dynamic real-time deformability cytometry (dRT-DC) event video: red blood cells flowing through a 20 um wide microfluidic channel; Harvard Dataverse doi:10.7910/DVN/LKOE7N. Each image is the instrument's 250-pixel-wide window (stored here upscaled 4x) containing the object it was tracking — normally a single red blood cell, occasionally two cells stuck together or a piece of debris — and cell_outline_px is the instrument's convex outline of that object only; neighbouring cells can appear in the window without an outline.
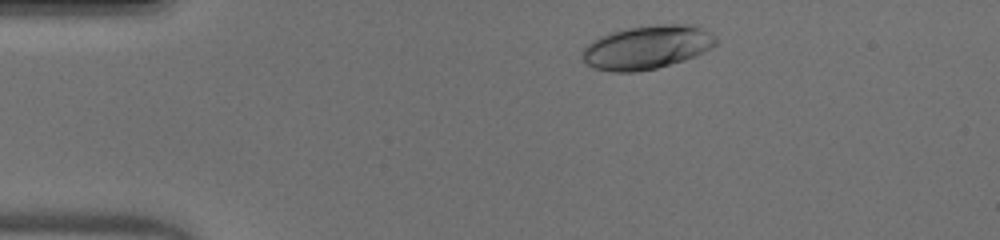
{"species": "human", "species_latin": "Homo sapiens", "temperature_condition": "warm", "stored_images_in_passage": 36, "camera_frame_rate_fps": 3000, "um_per_image_px": 0.085, "donor": {"sex": "male"}, "frame": {"image": 1, "passage_image": 3, "time_ms": 0.667, "image_size_px": [1000, 240], "cell_outline_px": [[720, 40], [712, 48], [696, 56], [684, 60], [656, 68], [636, 72], [612, 72], [592, 68], [580, 60], [580, 52], [592, 40], [600, 36], [624, 28], [656, 24], [692, 24], [716, 36]], "centroid_in_image_um": [54.96, 4.02], "position_along_channel_um": 30.0, "area_um2": 34.51}}
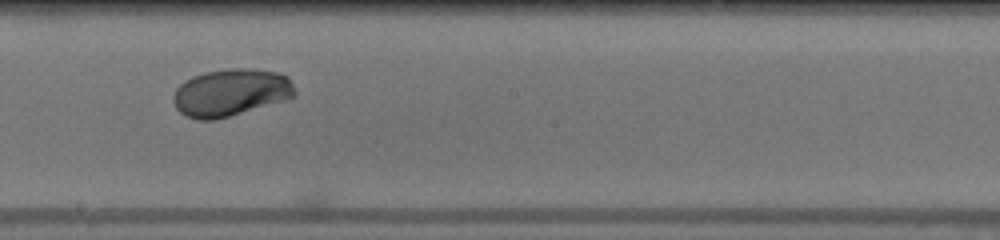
{"frame": {"image": 2, "passage_image": 22, "time_ms": 7.0, "image_size_px": [1000, 240], "cell_outline_px": [[296, 96], [288, 100], [216, 120], [196, 120], [180, 112], [176, 108], [172, 100], [172, 96], [176, 88], [184, 80], [192, 76], [204, 72], [232, 68], [252, 68], [280, 72], [288, 76], [296, 92]], "centroid_in_image_um": [19.63, 7.86], "position_along_channel_um": 228.6, "area_um2": 34.1}}
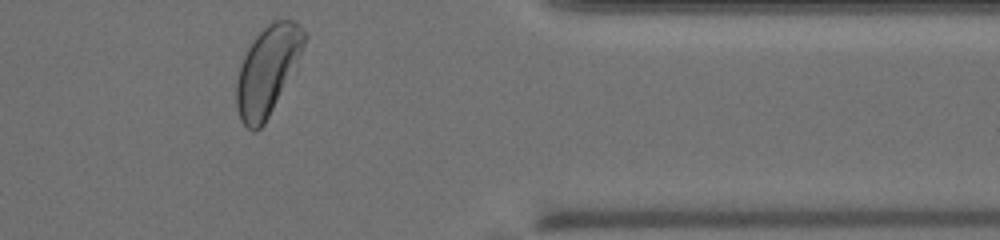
{"frame": {"image": 3, "passage_image": 35, "time_ms": 11.333, "image_size_px": [1000, 240], "cell_outline_px": [[308, 36], [264, 124], [256, 132], [252, 132], [240, 120], [236, 108], [236, 80], [240, 64], [252, 40], [272, 20], [292, 20], [300, 24]], "centroid_in_image_um": [22.68, 5.97], "position_along_channel_um": 388.7, "area_um2": 34.04}, "authors_computed_cell_mechanics": {"area_um2": 33.5529, "velocity_mm_per_s": 4.0951, "shape_relaxation_time_tau1_ms": 2.9391, "shape_relaxation_time_tau2_ms": 0.6886, "deformation_change_tau1": 0.1417, "deformation_change_tau2": 0.0257}}